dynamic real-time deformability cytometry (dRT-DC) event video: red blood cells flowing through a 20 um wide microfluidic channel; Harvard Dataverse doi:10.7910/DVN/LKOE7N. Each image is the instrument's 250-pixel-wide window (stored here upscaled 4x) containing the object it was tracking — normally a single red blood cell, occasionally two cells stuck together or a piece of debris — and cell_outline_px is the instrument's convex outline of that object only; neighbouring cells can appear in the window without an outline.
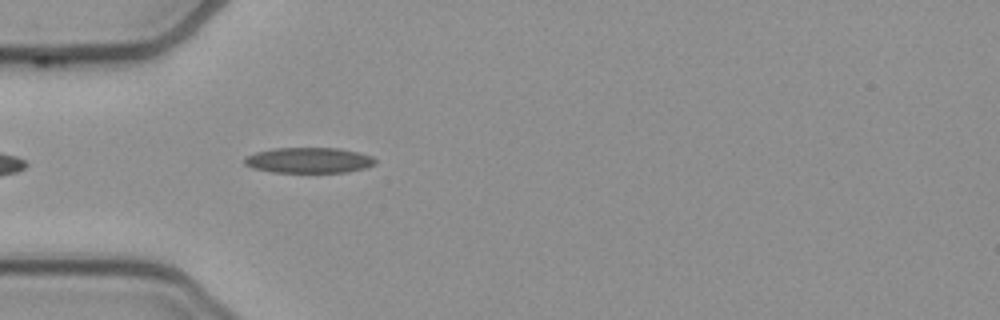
{"species": "common noctule bat (a hibernating species)", "species_latin": "Nyctalus noctula", "temperature_condition": "cold", "stored_images_in_passage": 40, "camera_frame_rate_fps": 3000, "um_per_image_px": 0.085, "animal": {"sex": "female", "body_mass_g": 21.9}, "frame": {"image": 1, "passage_image": 3, "time_ms": 0.667, "image_size_px": [1000, 320], "cell_outline_px": [[376, 164], [364, 168], [348, 172], [272, 172], [252, 168], [244, 164], [244, 156], [256, 152], [272, 148], [340, 148], [372, 156], [376, 160]], "centroid_in_image_um": [26.22, 13.62], "position_along_channel_um": 58.8, "area_um2": 19.54}}
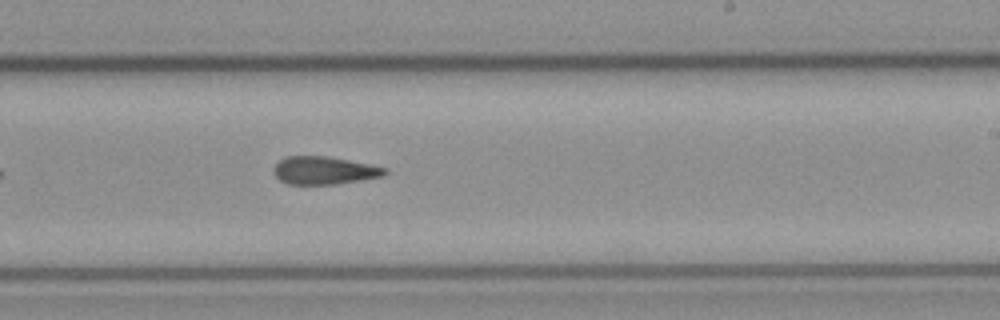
{"frame": {"image": 2, "passage_image": 19, "time_ms": 6.0, "image_size_px": [1000, 320], "cell_outline_px": [[388, 172], [384, 176], [336, 184], [288, 184], [280, 180], [272, 172], [272, 168], [284, 156], [328, 156], [388, 168]], "centroid_in_image_um": [27.54, 14.48], "position_along_channel_um": 261.5, "area_um2": 18.09}}
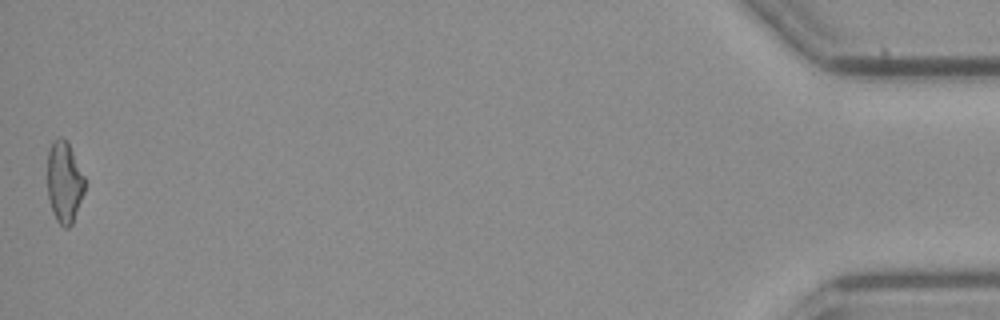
{"frame": {"image": 3, "passage_image": 40, "time_ms": 13.0, "image_size_px": [1000, 320], "cell_outline_px": [[84, 192], [72, 224], [68, 228], [64, 228], [56, 220], [52, 212], [48, 200], [48, 152], [52, 140], [60, 136], [64, 136], [68, 140], [84, 176]], "centroid_in_image_um": [5.46, 15.45], "position_along_channel_um": 429.7, "area_um2": 17.92}, "authors_computed_cell_mechanics": {"area_um2": 18.6116, "velocity_mm_per_s": 3.8485, "shape_relaxation_time_tau1_ms": null, "shape_relaxation_time_tau2_ms": 4.3652, "deformation_change_tau1": null, "deformation_change_tau2": 0.1505}}